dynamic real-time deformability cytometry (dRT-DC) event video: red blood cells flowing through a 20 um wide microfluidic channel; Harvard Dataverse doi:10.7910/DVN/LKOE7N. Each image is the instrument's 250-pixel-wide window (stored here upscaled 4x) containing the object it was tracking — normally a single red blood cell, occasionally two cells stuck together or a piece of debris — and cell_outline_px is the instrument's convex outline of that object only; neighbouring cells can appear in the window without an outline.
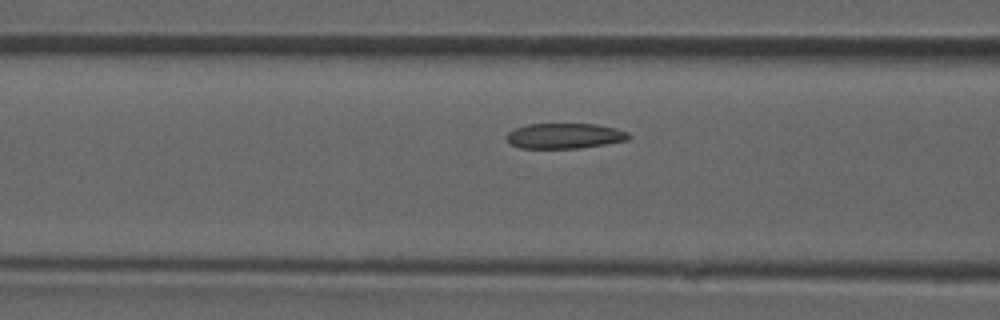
{"species": "common noctule bat (a hibernating species)", "species_latin": "Nyctalus noctula", "temperature_condition": "room temperature", "stored_images_in_passage": 28, "camera_frame_rate_fps": 3000, "um_per_image_px": 0.085, "animal": {"sex": "male", "forearm_length_mm": 52.5}, "frame": {"image": 1, "passage_image": 5, "time_ms": 1.333, "image_size_px": [1000, 320], "cell_outline_px": [[632, 136], [628, 140], [580, 148], [520, 148], [512, 144], [508, 140], [508, 132], [516, 128], [528, 124], [596, 124], [616, 128], [628, 132]], "centroid_in_image_um": [48.04, 11.55], "position_along_channel_um": 118.6, "area_um2": 17.92}}